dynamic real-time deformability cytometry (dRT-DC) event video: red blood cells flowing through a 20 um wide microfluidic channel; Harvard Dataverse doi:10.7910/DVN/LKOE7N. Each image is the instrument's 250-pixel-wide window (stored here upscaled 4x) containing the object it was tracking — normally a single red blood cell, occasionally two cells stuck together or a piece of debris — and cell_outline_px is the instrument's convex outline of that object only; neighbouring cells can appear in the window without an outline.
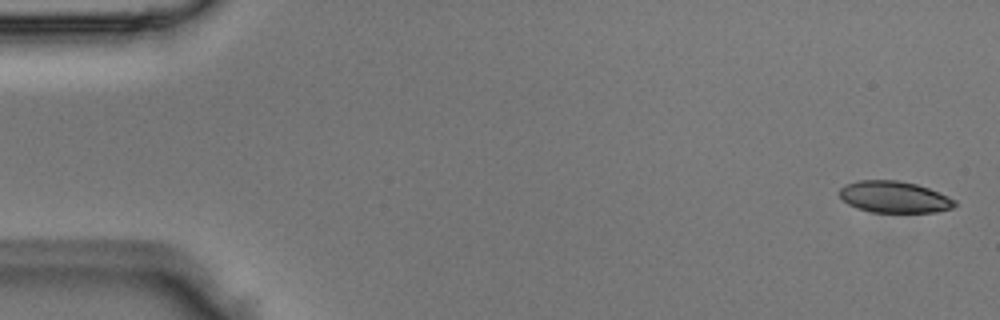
{"species": "Egyptian fruit bat (a non-hibernating species)", "species_latin": "Rousettus aegyptiacus", "temperature_condition": "room temperature", "stored_images_in_passage": 4, "camera_frame_rate_fps": 3000, "um_per_image_px": 0.085, "animal": {"sex": "male"}, "frame": {"image": 1, "passage_image": 1, "time_ms": 0.0, "image_size_px": [1000, 320], "cell_outline_px": [[956, 204], [952, 208], [936, 212], [872, 212], [856, 208], [848, 204], [840, 196], [840, 188], [844, 184], [856, 180], [900, 180], [916, 184], [928, 188], [948, 196], [956, 200]], "centroid_in_image_um": [76.0, 16.74], "position_along_channel_um": 9.0, "area_um2": 21.27}}
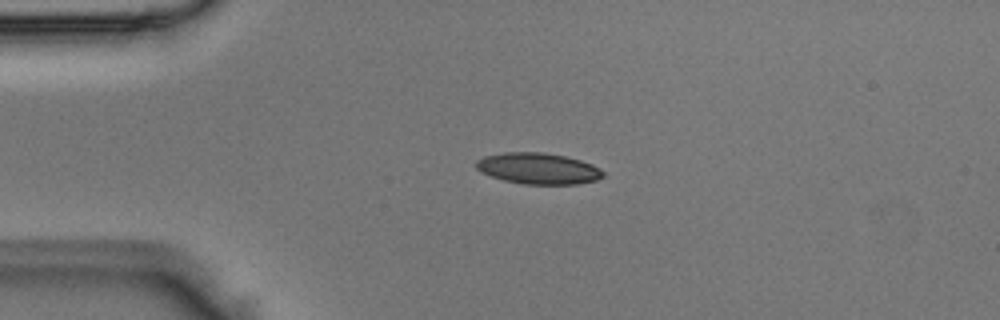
{"frame": {"image": 2, "passage_image": 4, "time_ms": 1.0, "image_size_px": [1000, 320], "cell_outline_px": [[604, 176], [596, 180], [576, 184], [524, 184], [504, 180], [480, 172], [476, 168], [476, 160], [484, 156], [504, 152], [544, 152], [564, 156], [580, 160], [592, 164], [600, 168], [604, 172]], "centroid_in_image_um": [45.74, 14.31], "position_along_channel_um": 39.3, "area_um2": 23.06}}